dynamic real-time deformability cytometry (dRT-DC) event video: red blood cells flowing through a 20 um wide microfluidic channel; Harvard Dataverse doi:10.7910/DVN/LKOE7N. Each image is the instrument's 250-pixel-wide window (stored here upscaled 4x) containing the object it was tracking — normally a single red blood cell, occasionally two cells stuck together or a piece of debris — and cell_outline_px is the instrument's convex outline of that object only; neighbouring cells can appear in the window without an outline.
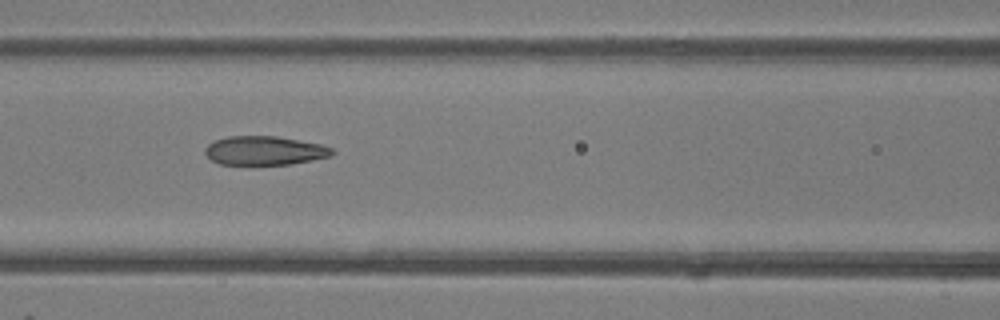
{"species": "common noctule bat (a hibernating species)", "species_latin": "Nyctalus noctula", "temperature_condition": "room temperature", "stored_images_in_passage": 8, "camera_frame_rate_fps": 3000, "um_per_image_px": 0.085, "animal": {"sex": "female"}, "frame": {"image": 1, "passage_image": 7, "time_ms": 7.0, "image_size_px": [1000, 320], "cell_outline_px": [[336, 152], [332, 156], [292, 164], [220, 164], [212, 160], [204, 152], [204, 148], [208, 144], [216, 140], [228, 136], [276, 136], [320, 144], [332, 148]], "centroid_in_image_um": [22.5, 12.8], "position_along_channel_um": 144.1, "area_um2": 21.33}}
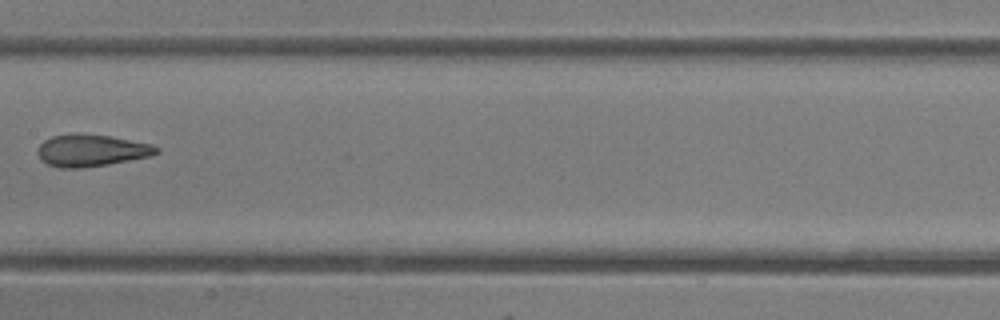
{"frame": {"image": 2, "passage_image": 8, "time_ms": 8.333, "image_size_px": [1000, 320], "cell_outline_px": [[160, 152], [152, 156], [108, 164], [84, 168], [60, 168], [48, 164], [40, 160], [36, 152], [40, 144], [44, 140], [52, 136], [108, 136], [152, 144], [160, 148]], "centroid_in_image_um": [7.79, 12.83], "position_along_channel_um": 199.6, "area_um2": 21.62}}